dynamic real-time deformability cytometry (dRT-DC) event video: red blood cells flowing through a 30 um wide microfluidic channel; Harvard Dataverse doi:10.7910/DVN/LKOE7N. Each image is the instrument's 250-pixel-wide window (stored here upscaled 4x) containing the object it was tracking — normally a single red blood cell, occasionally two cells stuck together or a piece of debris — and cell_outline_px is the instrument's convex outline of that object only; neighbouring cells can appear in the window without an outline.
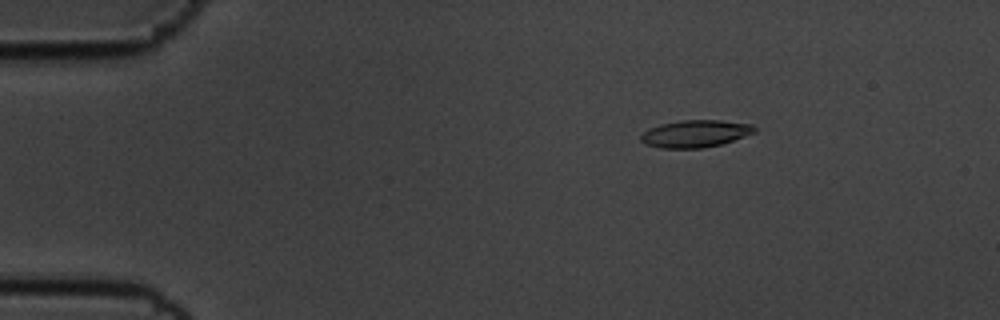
{"species": "common noctule bat (a hibernating species)", "species_latin": "Nyctalus noctula", "temperature_condition": "cold", "stored_images_in_passage": 58, "camera_frame_rate_fps": 3000, "um_per_image_px": 0.085, "animal": {"sex": "male", "body_mass_g": 19.5, "forearm_length_mm": 54.6}, "frame": {"image": 1, "passage_image": 10, "time_ms": 3.0, "image_size_px": [1000, 320], "cell_outline_px": [[756, 132], [720, 144], [704, 148], [660, 148], [648, 144], [640, 140], [640, 136], [648, 128], [660, 124], [680, 120], [720, 120], [752, 124], [756, 128]], "centroid_in_image_um": [59.09, 11.35], "position_along_channel_um": 25.9, "area_um2": 17.98}}
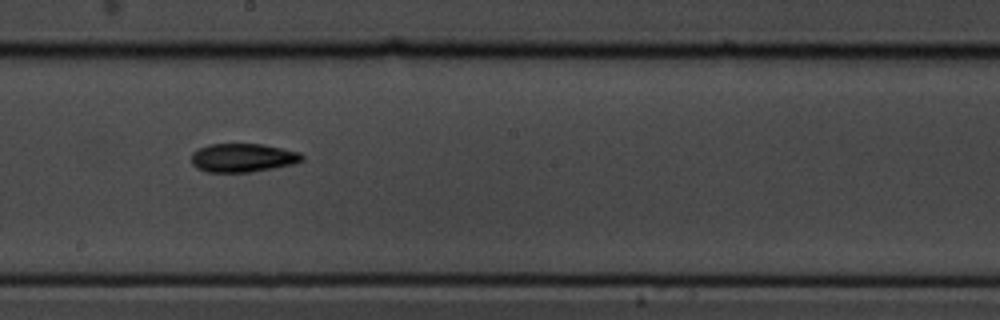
{"frame": {"image": 2, "passage_image": 33, "time_ms": 10.667, "image_size_px": [1000, 320], "cell_outline_px": [[304, 160], [292, 164], [252, 172], [204, 172], [196, 168], [192, 164], [192, 152], [208, 144], [264, 144], [300, 152], [304, 156]], "centroid_in_image_um": [20.63, 13.41], "position_along_channel_um": 227.6, "area_um2": 18.55}}
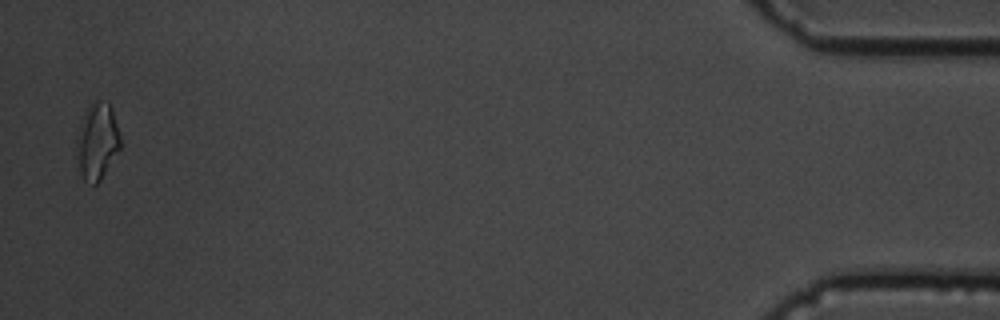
{"frame": {"image": 3, "passage_image": 57, "time_ms": 18.667, "image_size_px": [1000, 320], "cell_outline_px": [[120, 148], [100, 180], [96, 184], [92, 184], [84, 180], [80, 172], [76, 140], [80, 124], [84, 112], [88, 104], [92, 100], [100, 100], [108, 104], [112, 108], [120, 136]], "centroid_in_image_um": [8.25, 11.97], "position_along_channel_um": 426.9, "area_um2": 19.31}, "authors_computed_cell_mechanics": {"area_um2": 17.7446, "velocity_mm_per_s": 3.5396, "shape_relaxation_time_tau1_ms": 4.3208, "shape_relaxation_time_tau2_ms": 6.1586, "deformation_change_tau1": 0.1417, "deformation_change_tau2": 0.137}}